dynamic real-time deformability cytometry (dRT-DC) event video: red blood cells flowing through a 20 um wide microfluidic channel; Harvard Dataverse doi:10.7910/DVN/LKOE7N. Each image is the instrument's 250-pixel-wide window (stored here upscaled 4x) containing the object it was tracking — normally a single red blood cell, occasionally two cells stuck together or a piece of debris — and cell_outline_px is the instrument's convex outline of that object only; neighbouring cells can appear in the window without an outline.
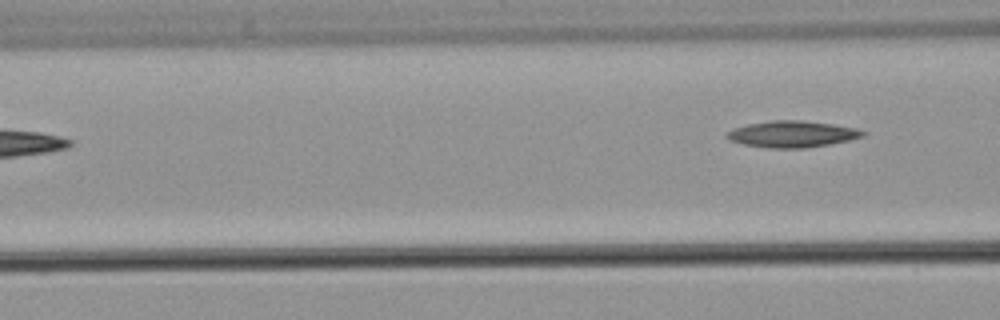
{"species": "common noctule bat (a hibernating species)", "species_latin": "Nyctalus noctula", "temperature_condition": "warm", "stored_images_in_passage": 4, "segment_of_instrument_passage": [2, 2], "camera_frame_rate_fps": 3000, "um_per_image_px": 0.085, "animal": {"sex": "male", "body_mass_g": 21.5, "forearm_length_mm": 52.0}, "frame": {"image": 1, "passage_image": 4, "time_ms": 4.0, "image_size_px": [1000, 320], "cell_outline_px": [[868, 132], [864, 136], [848, 140], [828, 144], [804, 148], [772, 148], [744, 144], [728, 140], [724, 136], [732, 128], [748, 124], [772, 120], [800, 120], [832, 124], [856, 128]], "centroid_in_image_um": [67.32, 11.39], "position_along_channel_um": 99.3, "area_um2": 20.87}}